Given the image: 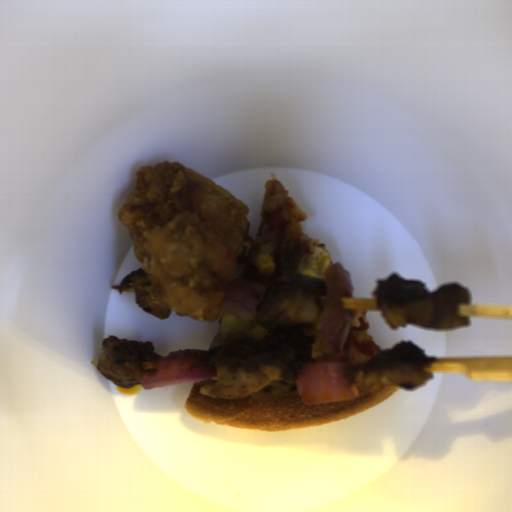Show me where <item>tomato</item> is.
Instances as JSON below:
<instances>
[{"label": "tomato", "instance_id": "tomato-1", "mask_svg": "<svg viewBox=\"0 0 512 512\" xmlns=\"http://www.w3.org/2000/svg\"><path fill=\"white\" fill-rule=\"evenodd\" d=\"M343 347L347 351L352 349L371 358L376 354L381 353L376 343L369 339L355 338L353 333L347 334Z\"/></svg>", "mask_w": 512, "mask_h": 512}]
</instances>
